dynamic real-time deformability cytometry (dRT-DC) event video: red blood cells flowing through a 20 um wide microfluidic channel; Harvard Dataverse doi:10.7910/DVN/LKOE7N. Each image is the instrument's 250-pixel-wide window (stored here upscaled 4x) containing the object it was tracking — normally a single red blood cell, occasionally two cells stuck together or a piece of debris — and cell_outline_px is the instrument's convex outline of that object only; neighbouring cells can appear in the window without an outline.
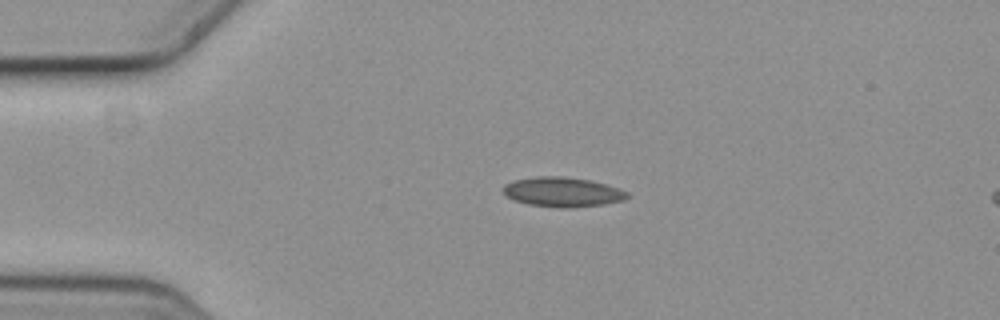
{"species": "common noctule bat (a hibernating species)", "species_latin": "Nyctalus noctula", "temperature_condition": "cold", "stored_images_in_passage": 5, "camera_frame_rate_fps": 3000, "um_per_image_px": 0.085, "animal": {"sex": "female", "body_mass_g": 19.3, "forearm_length_mm": 54.1}, "frame": {"image": 1, "passage_image": 1, "time_ms": 0.0, "image_size_px": [1000, 320], "cell_outline_px": [[628, 196], [620, 200], [604, 204], [572, 208], [560, 208], [528, 204], [512, 200], [504, 196], [504, 184], [512, 180], [536, 176], [560, 176], [588, 180], [604, 184], [628, 192]], "centroid_in_image_um": [47.72, 16.32], "position_along_channel_um": 37.3, "area_um2": 21.33}}
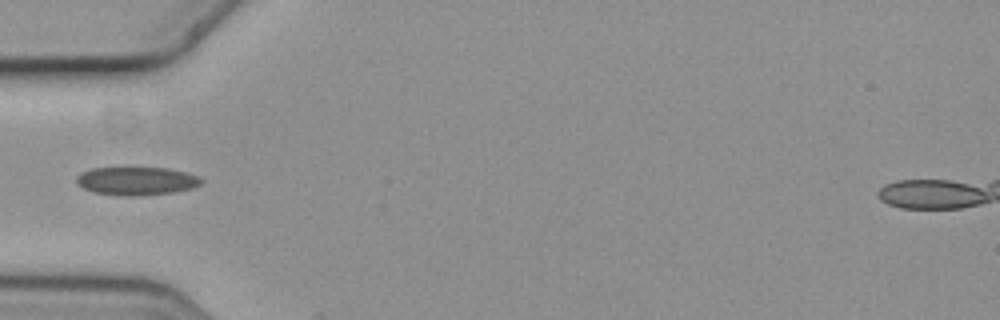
{"frame": {"image": 2, "passage_image": 2, "time_ms": 0.333, "image_size_px": [1000, 320], "cell_outline_px": [[204, 180], [200, 184], [192, 188], [172, 192], [140, 196], [124, 196], [92, 192], [76, 184], [76, 176], [92, 168], [168, 168], [184, 172], [196, 176]], "centroid_in_image_um": [11.58, 15.39], "position_along_channel_um": 73.4, "area_um2": 20.4}}
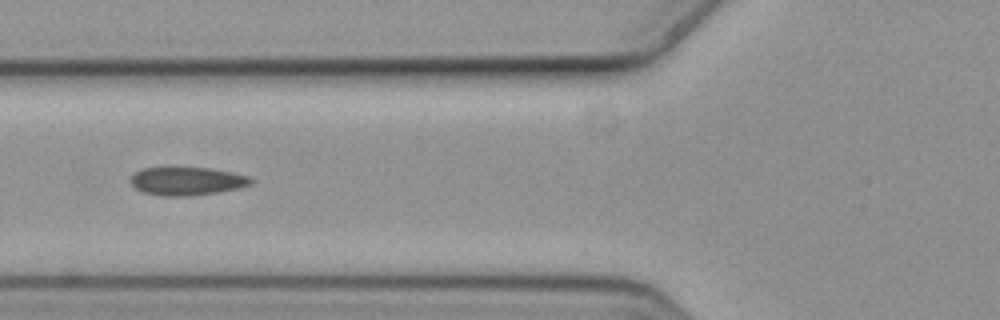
{"frame": {"image": 3, "passage_image": 3, "time_ms": 0.667, "image_size_px": [1000, 320], "cell_outline_px": [[256, 180], [252, 184], [240, 188], [220, 192], [192, 196], [160, 196], [144, 192], [136, 188], [128, 180], [136, 172], [144, 168], [212, 168], [232, 172], [248, 176]], "centroid_in_image_um": [15.95, 15.41], "position_along_channel_um": 109.9, "area_um2": 19.94}}